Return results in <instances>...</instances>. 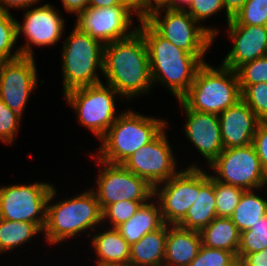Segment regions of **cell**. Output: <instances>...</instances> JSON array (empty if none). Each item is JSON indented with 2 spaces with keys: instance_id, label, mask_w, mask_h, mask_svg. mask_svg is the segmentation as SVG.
Segmentation results:
<instances>
[{
  "instance_id": "6da1fadb",
  "label": "cell",
  "mask_w": 267,
  "mask_h": 266,
  "mask_svg": "<svg viewBox=\"0 0 267 266\" xmlns=\"http://www.w3.org/2000/svg\"><path fill=\"white\" fill-rule=\"evenodd\" d=\"M102 75L106 85L124 98L148 94L153 82L147 47L138 29L129 37L104 45Z\"/></svg>"
},
{
  "instance_id": "7a4b0ae2",
  "label": "cell",
  "mask_w": 267,
  "mask_h": 266,
  "mask_svg": "<svg viewBox=\"0 0 267 266\" xmlns=\"http://www.w3.org/2000/svg\"><path fill=\"white\" fill-rule=\"evenodd\" d=\"M139 22L138 30L147 47L153 85L163 83L180 100L189 91L198 68L205 62V55L191 54L177 48L146 20Z\"/></svg>"
},
{
  "instance_id": "3957f363",
  "label": "cell",
  "mask_w": 267,
  "mask_h": 266,
  "mask_svg": "<svg viewBox=\"0 0 267 266\" xmlns=\"http://www.w3.org/2000/svg\"><path fill=\"white\" fill-rule=\"evenodd\" d=\"M55 195L56 189L53 186L47 201L46 223L42 231L45 232L44 237L48 243H61L88 229L95 231V227L102 222V210L93 189L51 204Z\"/></svg>"
},
{
  "instance_id": "277c9868",
  "label": "cell",
  "mask_w": 267,
  "mask_h": 266,
  "mask_svg": "<svg viewBox=\"0 0 267 266\" xmlns=\"http://www.w3.org/2000/svg\"><path fill=\"white\" fill-rule=\"evenodd\" d=\"M168 125L167 121L128 110L120 114L101 138L98 155L111 164H123L142 146L154 140Z\"/></svg>"
},
{
  "instance_id": "5b68a950",
  "label": "cell",
  "mask_w": 267,
  "mask_h": 266,
  "mask_svg": "<svg viewBox=\"0 0 267 266\" xmlns=\"http://www.w3.org/2000/svg\"><path fill=\"white\" fill-rule=\"evenodd\" d=\"M242 99L237 72L204 62L189 91L180 99L190 110L219 115Z\"/></svg>"
},
{
  "instance_id": "8992f818",
  "label": "cell",
  "mask_w": 267,
  "mask_h": 266,
  "mask_svg": "<svg viewBox=\"0 0 267 266\" xmlns=\"http://www.w3.org/2000/svg\"><path fill=\"white\" fill-rule=\"evenodd\" d=\"M68 35L62 50L63 92L102 83L104 45L77 26Z\"/></svg>"
},
{
  "instance_id": "52a82bcc",
  "label": "cell",
  "mask_w": 267,
  "mask_h": 266,
  "mask_svg": "<svg viewBox=\"0 0 267 266\" xmlns=\"http://www.w3.org/2000/svg\"><path fill=\"white\" fill-rule=\"evenodd\" d=\"M161 10H166L162 19ZM146 21L177 48L191 54H205L218 33L215 28L200 26L186 9L157 8Z\"/></svg>"
},
{
  "instance_id": "ba28073f",
  "label": "cell",
  "mask_w": 267,
  "mask_h": 266,
  "mask_svg": "<svg viewBox=\"0 0 267 266\" xmlns=\"http://www.w3.org/2000/svg\"><path fill=\"white\" fill-rule=\"evenodd\" d=\"M116 96L119 94L105 83L73 89L64 94L65 101L75 109L78 122L99 139L120 116V113L116 115Z\"/></svg>"
},
{
  "instance_id": "9c48e42d",
  "label": "cell",
  "mask_w": 267,
  "mask_h": 266,
  "mask_svg": "<svg viewBox=\"0 0 267 266\" xmlns=\"http://www.w3.org/2000/svg\"><path fill=\"white\" fill-rule=\"evenodd\" d=\"M52 187L46 182L0 187V218L31 222L43 231Z\"/></svg>"
},
{
  "instance_id": "30bf717a",
  "label": "cell",
  "mask_w": 267,
  "mask_h": 266,
  "mask_svg": "<svg viewBox=\"0 0 267 266\" xmlns=\"http://www.w3.org/2000/svg\"><path fill=\"white\" fill-rule=\"evenodd\" d=\"M101 169L97 177V196L101 210L112 203L149 201L154 198V187L144 178L136 176L122 164H111L97 158Z\"/></svg>"
},
{
  "instance_id": "8fae6325",
  "label": "cell",
  "mask_w": 267,
  "mask_h": 266,
  "mask_svg": "<svg viewBox=\"0 0 267 266\" xmlns=\"http://www.w3.org/2000/svg\"><path fill=\"white\" fill-rule=\"evenodd\" d=\"M217 181L243 188L261 189L267 184L260 159L254 146L224 149L209 165Z\"/></svg>"
},
{
  "instance_id": "7c38bea8",
  "label": "cell",
  "mask_w": 267,
  "mask_h": 266,
  "mask_svg": "<svg viewBox=\"0 0 267 266\" xmlns=\"http://www.w3.org/2000/svg\"><path fill=\"white\" fill-rule=\"evenodd\" d=\"M196 192H199V168L195 164L156 185L154 197L160 202L164 223L177 225L194 204Z\"/></svg>"
},
{
  "instance_id": "4fadbf2b",
  "label": "cell",
  "mask_w": 267,
  "mask_h": 266,
  "mask_svg": "<svg viewBox=\"0 0 267 266\" xmlns=\"http://www.w3.org/2000/svg\"><path fill=\"white\" fill-rule=\"evenodd\" d=\"M167 134L163 130L154 140L142 146L122 165L136 176L146 179L153 187L176 175V159Z\"/></svg>"
},
{
  "instance_id": "5bb4252c",
  "label": "cell",
  "mask_w": 267,
  "mask_h": 266,
  "mask_svg": "<svg viewBox=\"0 0 267 266\" xmlns=\"http://www.w3.org/2000/svg\"><path fill=\"white\" fill-rule=\"evenodd\" d=\"M34 57L0 61V98L14 112L21 115L30 94L37 87V68Z\"/></svg>"
},
{
  "instance_id": "9a60e30c",
  "label": "cell",
  "mask_w": 267,
  "mask_h": 266,
  "mask_svg": "<svg viewBox=\"0 0 267 266\" xmlns=\"http://www.w3.org/2000/svg\"><path fill=\"white\" fill-rule=\"evenodd\" d=\"M132 15L124 6L88 7L77 15L75 26L106 45L129 37L138 29L136 26L128 31L134 25Z\"/></svg>"
},
{
  "instance_id": "2e32d148",
  "label": "cell",
  "mask_w": 267,
  "mask_h": 266,
  "mask_svg": "<svg viewBox=\"0 0 267 266\" xmlns=\"http://www.w3.org/2000/svg\"><path fill=\"white\" fill-rule=\"evenodd\" d=\"M24 12V22L21 25L17 20V38L24 33L27 42L25 46L19 47L21 56L34 57L32 45L49 46L54 45L62 37L64 32V19L58 10L45 3L43 6ZM60 14V15H59Z\"/></svg>"
},
{
  "instance_id": "e0dca14e",
  "label": "cell",
  "mask_w": 267,
  "mask_h": 266,
  "mask_svg": "<svg viewBox=\"0 0 267 266\" xmlns=\"http://www.w3.org/2000/svg\"><path fill=\"white\" fill-rule=\"evenodd\" d=\"M179 103L187 116L185 136L210 165L224 150L218 115L190 110L181 100Z\"/></svg>"
},
{
  "instance_id": "ac0fdd59",
  "label": "cell",
  "mask_w": 267,
  "mask_h": 266,
  "mask_svg": "<svg viewBox=\"0 0 267 266\" xmlns=\"http://www.w3.org/2000/svg\"><path fill=\"white\" fill-rule=\"evenodd\" d=\"M228 35L234 42L222 65L236 71L241 65L266 54L267 26L228 25Z\"/></svg>"
},
{
  "instance_id": "d6986e66",
  "label": "cell",
  "mask_w": 267,
  "mask_h": 266,
  "mask_svg": "<svg viewBox=\"0 0 267 266\" xmlns=\"http://www.w3.org/2000/svg\"><path fill=\"white\" fill-rule=\"evenodd\" d=\"M223 148H238L252 144L261 121L241 99L219 115Z\"/></svg>"
},
{
  "instance_id": "ffe728a7",
  "label": "cell",
  "mask_w": 267,
  "mask_h": 266,
  "mask_svg": "<svg viewBox=\"0 0 267 266\" xmlns=\"http://www.w3.org/2000/svg\"><path fill=\"white\" fill-rule=\"evenodd\" d=\"M199 168V192H196L194 204L177 226L201 232L217 217L214 177Z\"/></svg>"
},
{
  "instance_id": "44dd1931",
  "label": "cell",
  "mask_w": 267,
  "mask_h": 266,
  "mask_svg": "<svg viewBox=\"0 0 267 266\" xmlns=\"http://www.w3.org/2000/svg\"><path fill=\"white\" fill-rule=\"evenodd\" d=\"M202 245L199 231L168 224L164 266H188Z\"/></svg>"
},
{
  "instance_id": "7402d4cb",
  "label": "cell",
  "mask_w": 267,
  "mask_h": 266,
  "mask_svg": "<svg viewBox=\"0 0 267 266\" xmlns=\"http://www.w3.org/2000/svg\"><path fill=\"white\" fill-rule=\"evenodd\" d=\"M91 241L97 266H129L131 246L116 228L95 234Z\"/></svg>"
},
{
  "instance_id": "603a6c76",
  "label": "cell",
  "mask_w": 267,
  "mask_h": 266,
  "mask_svg": "<svg viewBox=\"0 0 267 266\" xmlns=\"http://www.w3.org/2000/svg\"><path fill=\"white\" fill-rule=\"evenodd\" d=\"M168 224L144 235L131 245L129 266H164Z\"/></svg>"
},
{
  "instance_id": "cb8c5ba5",
  "label": "cell",
  "mask_w": 267,
  "mask_h": 266,
  "mask_svg": "<svg viewBox=\"0 0 267 266\" xmlns=\"http://www.w3.org/2000/svg\"><path fill=\"white\" fill-rule=\"evenodd\" d=\"M155 203L150 200L142 204L133 217L116 228L130 246L164 224L160 204Z\"/></svg>"
},
{
  "instance_id": "d4e9b609",
  "label": "cell",
  "mask_w": 267,
  "mask_h": 266,
  "mask_svg": "<svg viewBox=\"0 0 267 266\" xmlns=\"http://www.w3.org/2000/svg\"><path fill=\"white\" fill-rule=\"evenodd\" d=\"M202 245L238 255L240 231L230 217H216L201 232Z\"/></svg>"
},
{
  "instance_id": "484cf974",
  "label": "cell",
  "mask_w": 267,
  "mask_h": 266,
  "mask_svg": "<svg viewBox=\"0 0 267 266\" xmlns=\"http://www.w3.org/2000/svg\"><path fill=\"white\" fill-rule=\"evenodd\" d=\"M267 214V200L258 196L254 189L244 190L230 219L241 232L249 230Z\"/></svg>"
},
{
  "instance_id": "4316f807",
  "label": "cell",
  "mask_w": 267,
  "mask_h": 266,
  "mask_svg": "<svg viewBox=\"0 0 267 266\" xmlns=\"http://www.w3.org/2000/svg\"><path fill=\"white\" fill-rule=\"evenodd\" d=\"M42 230L34 223L0 218V253H6L31 240Z\"/></svg>"
},
{
  "instance_id": "83f0119b",
  "label": "cell",
  "mask_w": 267,
  "mask_h": 266,
  "mask_svg": "<svg viewBox=\"0 0 267 266\" xmlns=\"http://www.w3.org/2000/svg\"><path fill=\"white\" fill-rule=\"evenodd\" d=\"M267 248V214L249 230L240 233L238 261L249 253L262 251Z\"/></svg>"
},
{
  "instance_id": "f1b7e54d",
  "label": "cell",
  "mask_w": 267,
  "mask_h": 266,
  "mask_svg": "<svg viewBox=\"0 0 267 266\" xmlns=\"http://www.w3.org/2000/svg\"><path fill=\"white\" fill-rule=\"evenodd\" d=\"M17 20L11 12L0 10V61H8L21 57L19 49L11 53L17 40Z\"/></svg>"
},
{
  "instance_id": "f546056e",
  "label": "cell",
  "mask_w": 267,
  "mask_h": 266,
  "mask_svg": "<svg viewBox=\"0 0 267 266\" xmlns=\"http://www.w3.org/2000/svg\"><path fill=\"white\" fill-rule=\"evenodd\" d=\"M228 25L267 26V0H247Z\"/></svg>"
},
{
  "instance_id": "4dcf8cb0",
  "label": "cell",
  "mask_w": 267,
  "mask_h": 266,
  "mask_svg": "<svg viewBox=\"0 0 267 266\" xmlns=\"http://www.w3.org/2000/svg\"><path fill=\"white\" fill-rule=\"evenodd\" d=\"M217 217H230L237 207L243 188L232 186L214 178Z\"/></svg>"
},
{
  "instance_id": "1f68e13d",
  "label": "cell",
  "mask_w": 267,
  "mask_h": 266,
  "mask_svg": "<svg viewBox=\"0 0 267 266\" xmlns=\"http://www.w3.org/2000/svg\"><path fill=\"white\" fill-rule=\"evenodd\" d=\"M188 266H238V259L233 252L201 245Z\"/></svg>"
},
{
  "instance_id": "d6a6232c",
  "label": "cell",
  "mask_w": 267,
  "mask_h": 266,
  "mask_svg": "<svg viewBox=\"0 0 267 266\" xmlns=\"http://www.w3.org/2000/svg\"><path fill=\"white\" fill-rule=\"evenodd\" d=\"M241 92L248 86L267 83V56L241 65L237 70Z\"/></svg>"
},
{
  "instance_id": "836d02e7",
  "label": "cell",
  "mask_w": 267,
  "mask_h": 266,
  "mask_svg": "<svg viewBox=\"0 0 267 266\" xmlns=\"http://www.w3.org/2000/svg\"><path fill=\"white\" fill-rule=\"evenodd\" d=\"M149 201H121L107 205L102 210V221L109 219L112 228H117L119 225L128 221L133 217L136 211L140 208L142 204Z\"/></svg>"
},
{
  "instance_id": "e575fe53",
  "label": "cell",
  "mask_w": 267,
  "mask_h": 266,
  "mask_svg": "<svg viewBox=\"0 0 267 266\" xmlns=\"http://www.w3.org/2000/svg\"><path fill=\"white\" fill-rule=\"evenodd\" d=\"M242 100L261 122H267V83L248 85L242 92Z\"/></svg>"
},
{
  "instance_id": "d590c367",
  "label": "cell",
  "mask_w": 267,
  "mask_h": 266,
  "mask_svg": "<svg viewBox=\"0 0 267 266\" xmlns=\"http://www.w3.org/2000/svg\"><path fill=\"white\" fill-rule=\"evenodd\" d=\"M22 116L12 111L0 98V140L4 143H12L14 141L16 131Z\"/></svg>"
},
{
  "instance_id": "8d00e7d4",
  "label": "cell",
  "mask_w": 267,
  "mask_h": 266,
  "mask_svg": "<svg viewBox=\"0 0 267 266\" xmlns=\"http://www.w3.org/2000/svg\"><path fill=\"white\" fill-rule=\"evenodd\" d=\"M224 8L222 0H192L186 11L200 23Z\"/></svg>"
},
{
  "instance_id": "74e56055",
  "label": "cell",
  "mask_w": 267,
  "mask_h": 266,
  "mask_svg": "<svg viewBox=\"0 0 267 266\" xmlns=\"http://www.w3.org/2000/svg\"><path fill=\"white\" fill-rule=\"evenodd\" d=\"M252 145L260 159L263 173L267 177V122H261L258 125Z\"/></svg>"
},
{
  "instance_id": "f35d334b",
  "label": "cell",
  "mask_w": 267,
  "mask_h": 266,
  "mask_svg": "<svg viewBox=\"0 0 267 266\" xmlns=\"http://www.w3.org/2000/svg\"><path fill=\"white\" fill-rule=\"evenodd\" d=\"M121 4L131 13H136L138 21L146 20L149 17L148 0H121Z\"/></svg>"
},
{
  "instance_id": "ab89813d",
  "label": "cell",
  "mask_w": 267,
  "mask_h": 266,
  "mask_svg": "<svg viewBox=\"0 0 267 266\" xmlns=\"http://www.w3.org/2000/svg\"><path fill=\"white\" fill-rule=\"evenodd\" d=\"M238 266H267V248L262 251L245 254L238 261Z\"/></svg>"
},
{
  "instance_id": "60d3db41",
  "label": "cell",
  "mask_w": 267,
  "mask_h": 266,
  "mask_svg": "<svg viewBox=\"0 0 267 266\" xmlns=\"http://www.w3.org/2000/svg\"><path fill=\"white\" fill-rule=\"evenodd\" d=\"M40 0H0V10L9 12V8H28L36 5ZM4 4V5H3Z\"/></svg>"
},
{
  "instance_id": "b9f144b4",
  "label": "cell",
  "mask_w": 267,
  "mask_h": 266,
  "mask_svg": "<svg viewBox=\"0 0 267 266\" xmlns=\"http://www.w3.org/2000/svg\"><path fill=\"white\" fill-rule=\"evenodd\" d=\"M63 7L67 12H71L76 16L89 7V0H61Z\"/></svg>"
},
{
  "instance_id": "7bdbcfd3",
  "label": "cell",
  "mask_w": 267,
  "mask_h": 266,
  "mask_svg": "<svg viewBox=\"0 0 267 266\" xmlns=\"http://www.w3.org/2000/svg\"><path fill=\"white\" fill-rule=\"evenodd\" d=\"M225 7L227 22L244 6L247 0H222Z\"/></svg>"
},
{
  "instance_id": "ee69618b",
  "label": "cell",
  "mask_w": 267,
  "mask_h": 266,
  "mask_svg": "<svg viewBox=\"0 0 267 266\" xmlns=\"http://www.w3.org/2000/svg\"><path fill=\"white\" fill-rule=\"evenodd\" d=\"M111 6H123L121 0H89V7L104 8Z\"/></svg>"
},
{
  "instance_id": "f6af8a7d",
  "label": "cell",
  "mask_w": 267,
  "mask_h": 266,
  "mask_svg": "<svg viewBox=\"0 0 267 266\" xmlns=\"http://www.w3.org/2000/svg\"><path fill=\"white\" fill-rule=\"evenodd\" d=\"M149 1V16L151 13L161 7H166L171 0H148Z\"/></svg>"
},
{
  "instance_id": "bcb514c9",
  "label": "cell",
  "mask_w": 267,
  "mask_h": 266,
  "mask_svg": "<svg viewBox=\"0 0 267 266\" xmlns=\"http://www.w3.org/2000/svg\"><path fill=\"white\" fill-rule=\"evenodd\" d=\"M191 2L192 0H171L170 3L166 7L172 8V9H186L185 6L188 7Z\"/></svg>"
}]
</instances>
